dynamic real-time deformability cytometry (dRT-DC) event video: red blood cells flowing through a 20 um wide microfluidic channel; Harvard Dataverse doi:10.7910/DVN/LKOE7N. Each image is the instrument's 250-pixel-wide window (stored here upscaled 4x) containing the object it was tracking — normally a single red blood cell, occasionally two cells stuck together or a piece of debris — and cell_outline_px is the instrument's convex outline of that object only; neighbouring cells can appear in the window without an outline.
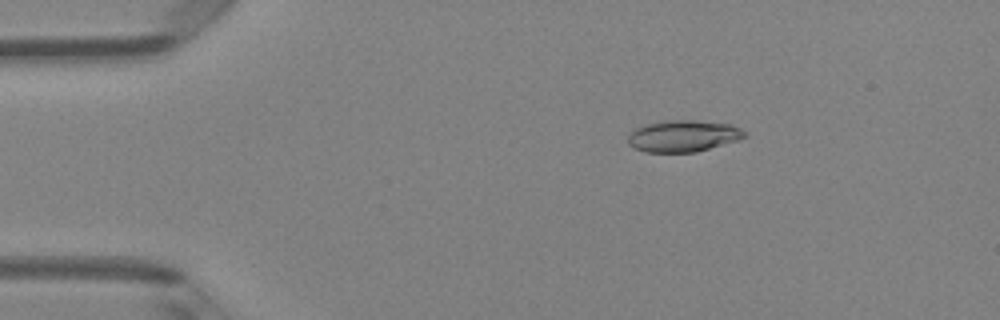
{"species": "Egyptian fruit bat (a non-hibernating species)", "species_latin": "Rousettus aegyptiacus", "temperature_condition": "room temperature", "stored_images_in_passage": 42, "camera_frame_rate_fps": 3000, "um_per_image_px": 0.085, "animal": {"sex": "female"}, "frame": {"image": 1, "passage_image": 9, "time_ms": 2.667, "image_size_px": [1000, 320], "cell_outline_px": [[748, 136], [736, 140], [696, 152], [644, 152], [628, 144], [628, 136], [636, 128], [644, 124], [672, 120], [696, 120], [732, 124], [748, 132]], "centroid_in_image_um": [58.1, 11.55], "position_along_channel_um": 26.9, "area_um2": 21.44}}
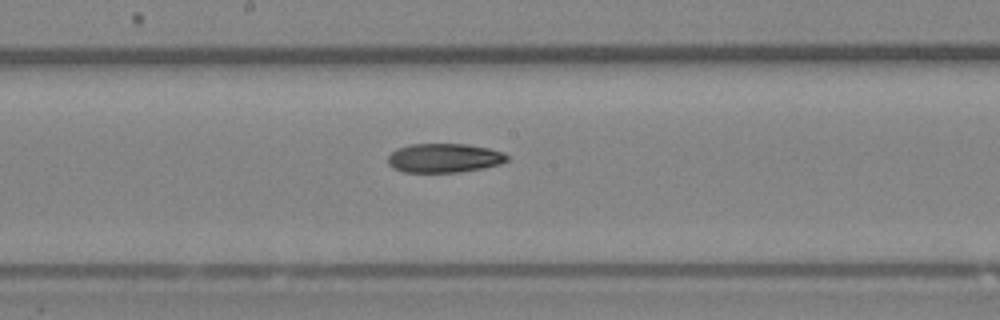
{"frame": {"image": 2, "passage_image": 27, "time_ms": 8.667, "image_size_px": [1000, 320], "cell_outline_px": [[508, 160], [500, 164], [484, 168], [460, 172], [404, 172], [392, 168], [388, 164], [388, 156], [396, 148], [412, 144], [464, 144], [488, 148], [504, 152], [508, 156]], "centroid_in_image_um": [37.75, 13.43], "position_along_channel_um": 210.5, "area_um2": 20.29}}
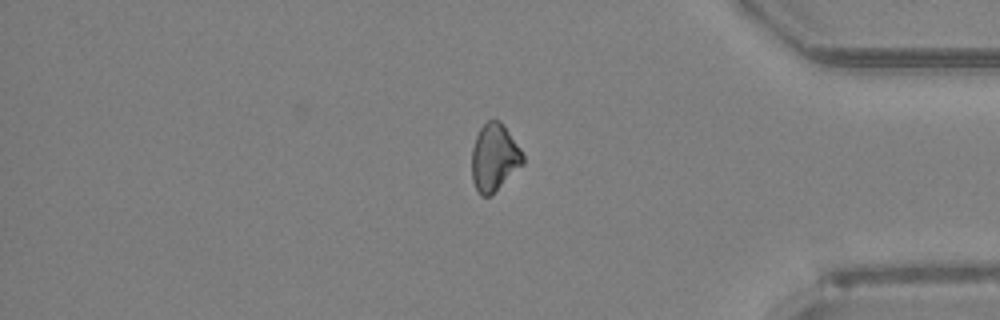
{"frame": {"image": 3, "passage_image": 42, "time_ms": 13.667, "image_size_px": [1000, 320], "cell_outline_px": [[524, 164], [492, 196], [480, 196], [472, 180], [472, 148], [476, 136], [480, 128], [488, 120], [500, 120], [504, 124], [520, 148], [524, 156]], "centroid_in_image_um": [42.03, 13.41], "position_along_channel_um": 393.2, "area_um2": 20.35}, "authors_computed_cell_mechanics": {"area_um2": 21.097, "velocity_mm_per_s": 4.1255, "shape_relaxation_time_tau1_ms": null, "shape_relaxation_time_tau2_ms": 10.5521, "deformation_change_tau1": null, "deformation_change_tau2": 0.1786}}